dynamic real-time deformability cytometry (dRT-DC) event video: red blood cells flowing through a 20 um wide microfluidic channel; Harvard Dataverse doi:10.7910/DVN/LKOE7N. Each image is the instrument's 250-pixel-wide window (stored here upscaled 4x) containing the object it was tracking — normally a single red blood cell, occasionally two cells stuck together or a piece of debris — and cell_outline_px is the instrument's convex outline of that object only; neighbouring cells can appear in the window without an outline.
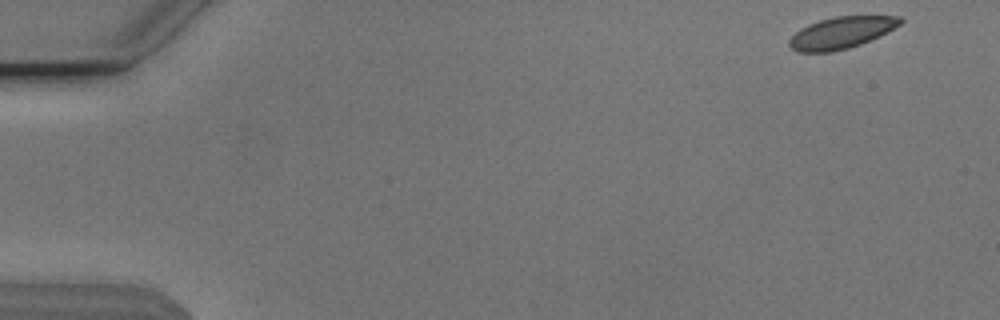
{"species": "Egyptian fruit bat (a non-hibernating species)", "species_latin": "Rousettus aegyptiacus", "temperature_condition": "cold", "stored_images_in_passage": 10, "camera_frame_rate_fps": 3000, "um_per_image_px": 0.085, "animal": {"sex": "male"}, "frame": {"image": 1, "passage_image": 1, "time_ms": 0.0, "image_size_px": [1000, 320], "cell_outline_px": [[904, 20], [900, 24], [860, 44], [848, 48], [832, 52], [800, 52], [792, 48], [788, 44], [788, 40], [800, 28], [808, 24], [820, 20], [836, 16], [900, 16]], "centroid_in_image_um": [71.46, 2.78], "position_along_channel_um": 13.5, "area_um2": 20.11}}